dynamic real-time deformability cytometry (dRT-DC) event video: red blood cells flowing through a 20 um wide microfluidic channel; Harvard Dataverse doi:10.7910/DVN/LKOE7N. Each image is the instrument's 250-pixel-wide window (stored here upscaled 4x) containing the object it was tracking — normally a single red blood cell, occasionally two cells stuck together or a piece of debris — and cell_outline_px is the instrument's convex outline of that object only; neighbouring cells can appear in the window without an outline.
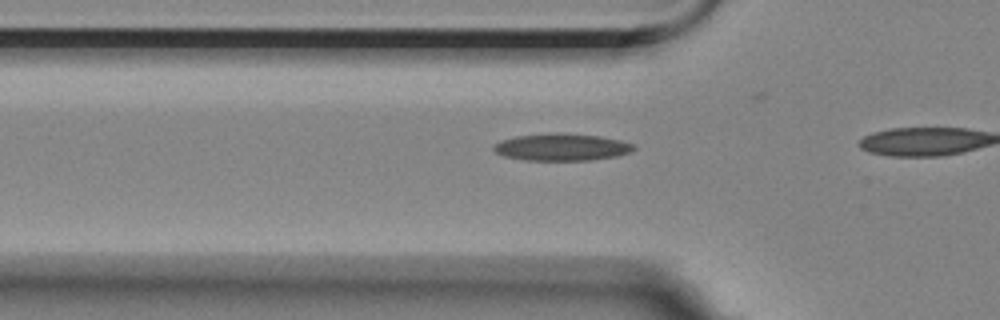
{"species": "Egyptian fruit bat (a non-hibernating species)", "species_latin": "Rousettus aegyptiacus", "temperature_condition": "room temperature", "stored_images_in_passage": 16, "camera_frame_rate_fps": 3000, "um_per_image_px": 0.085, "animal": {"sex": "female"}, "frame": {"image": 1, "passage_image": 14, "time_ms": 4.333, "image_size_px": [1000, 320], "cell_outline_px": [[636, 148], [632, 152], [616, 156], [592, 160], [524, 160], [504, 156], [496, 152], [492, 148], [492, 144], [500, 140], [516, 136], [548, 132], [556, 132], [600, 136], [620, 140], [632, 144]], "centroid_in_image_um": [47.71, 12.49], "position_along_channel_um": 78.1, "area_um2": 22.37}}